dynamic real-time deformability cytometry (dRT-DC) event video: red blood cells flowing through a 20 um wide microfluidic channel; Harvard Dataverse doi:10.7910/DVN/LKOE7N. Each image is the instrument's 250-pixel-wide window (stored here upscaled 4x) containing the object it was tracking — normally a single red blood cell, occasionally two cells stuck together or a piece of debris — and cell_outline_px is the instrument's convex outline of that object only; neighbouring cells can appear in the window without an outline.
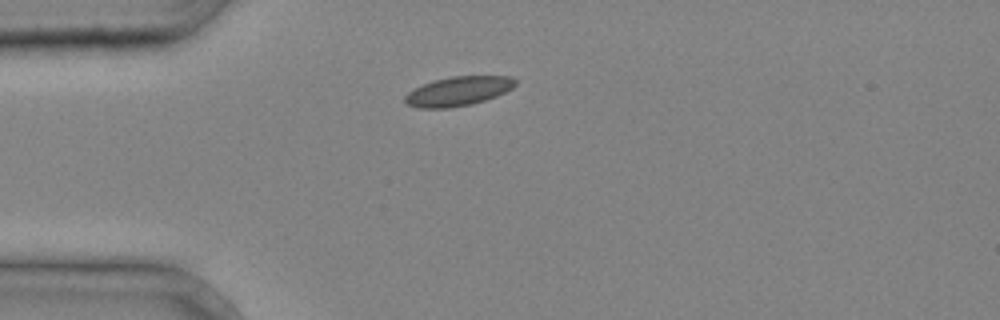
{"species": "common noctule bat (a hibernating species)", "species_latin": "Nyctalus noctula", "temperature_condition": "cold", "stored_images_in_passage": 2, "camera_frame_rate_fps": 3000, "um_per_image_px": 0.085, "animal": {"sex": "male", "body_mass_g": 20.4}, "frame": {"image": 1, "passage_image": 1, "time_ms": 0.0, "image_size_px": [1000, 320], "cell_outline_px": [[516, 84], [512, 88], [496, 96], [472, 104], [448, 108], [416, 108], [404, 104], [404, 96], [408, 92], [424, 84], [436, 80], [452, 76], [512, 76], [516, 80]], "centroid_in_image_um": [38.93, 7.76], "position_along_channel_um": 46.1, "area_um2": 18.79}}
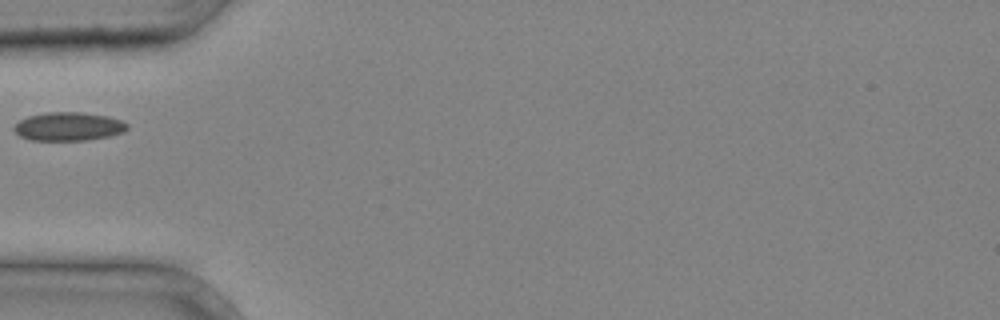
{"frame": {"image": 2, "passage_image": 2, "time_ms": 0.333, "image_size_px": [1000, 320], "cell_outline_px": [[128, 128], [124, 132], [108, 136], [88, 140], [28, 140], [20, 136], [12, 128], [20, 120], [28, 116], [48, 112], [80, 112], [108, 116], [124, 120], [128, 124]], "centroid_in_image_um": [5.85, 10.75], "position_along_channel_um": 79.2, "area_um2": 18.9}}